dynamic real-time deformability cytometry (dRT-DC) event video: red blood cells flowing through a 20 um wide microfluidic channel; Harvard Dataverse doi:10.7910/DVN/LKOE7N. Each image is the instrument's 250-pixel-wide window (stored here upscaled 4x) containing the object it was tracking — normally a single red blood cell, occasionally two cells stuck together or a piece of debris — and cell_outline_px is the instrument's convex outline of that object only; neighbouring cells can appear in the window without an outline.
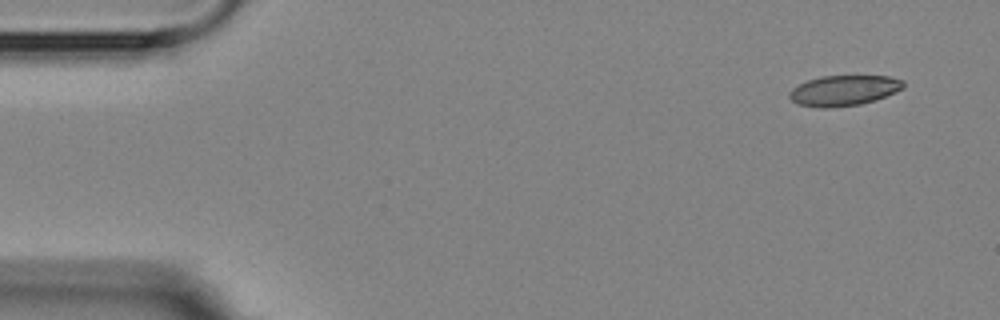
{"species": "Egyptian fruit bat (a non-hibernating species)", "species_latin": "Rousettus aegyptiacus", "temperature_condition": "room temperature", "stored_images_in_passage": 6, "camera_frame_rate_fps": 3000, "um_per_image_px": 0.085, "animal": {"sex": "female"}, "frame": {"image": 1, "passage_image": 1, "time_ms": 0.0, "image_size_px": [1000, 320], "cell_outline_px": [[904, 88], [876, 100], [860, 104], [828, 108], [820, 108], [796, 104], [788, 96], [788, 92], [792, 88], [808, 80], [820, 76], [892, 76], [904, 80]], "centroid_in_image_um": [71.72, 7.69], "position_along_channel_um": 13.3, "area_um2": 20.35}}
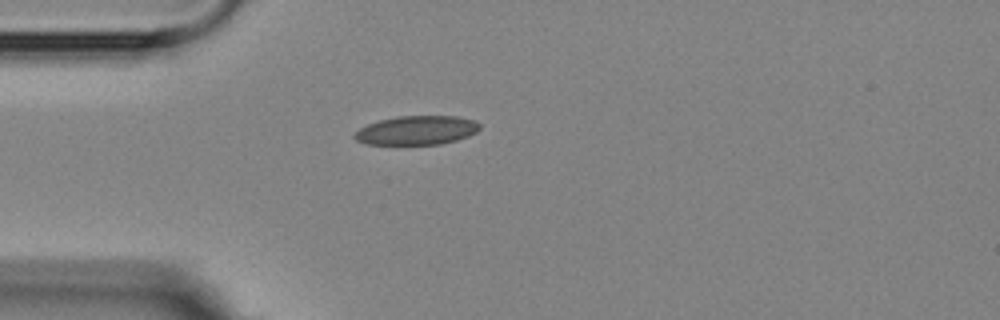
{"frame": {"image": 2, "passage_image": 4, "time_ms": 3.667, "image_size_px": [1000, 320], "cell_outline_px": [[480, 128], [476, 132], [468, 136], [456, 140], [440, 144], [368, 144], [356, 140], [352, 136], [360, 128], [368, 124], [380, 120], [396, 116], [456, 116], [476, 120], [480, 124]], "centroid_in_image_um": [35.44, 11.07], "position_along_channel_um": 49.6, "area_um2": 21.1}}
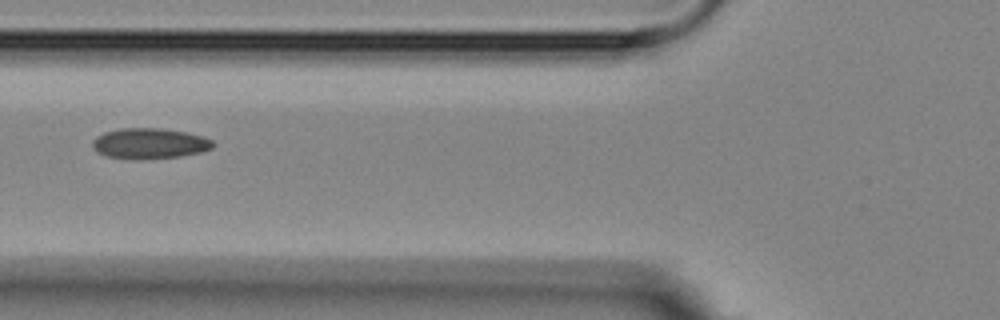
{"frame": {"image": 3, "passage_image": 6, "time_ms": 5.667, "image_size_px": [1000, 320], "cell_outline_px": [[216, 144], [212, 148], [200, 152], [180, 156], [140, 160], [132, 160], [108, 156], [92, 148], [92, 140], [96, 136], [104, 132], [120, 128], [160, 128], [188, 132], [212, 140]], "centroid_in_image_um": [12.7, 12.19], "position_along_channel_um": 113.1, "area_um2": 21.62}}